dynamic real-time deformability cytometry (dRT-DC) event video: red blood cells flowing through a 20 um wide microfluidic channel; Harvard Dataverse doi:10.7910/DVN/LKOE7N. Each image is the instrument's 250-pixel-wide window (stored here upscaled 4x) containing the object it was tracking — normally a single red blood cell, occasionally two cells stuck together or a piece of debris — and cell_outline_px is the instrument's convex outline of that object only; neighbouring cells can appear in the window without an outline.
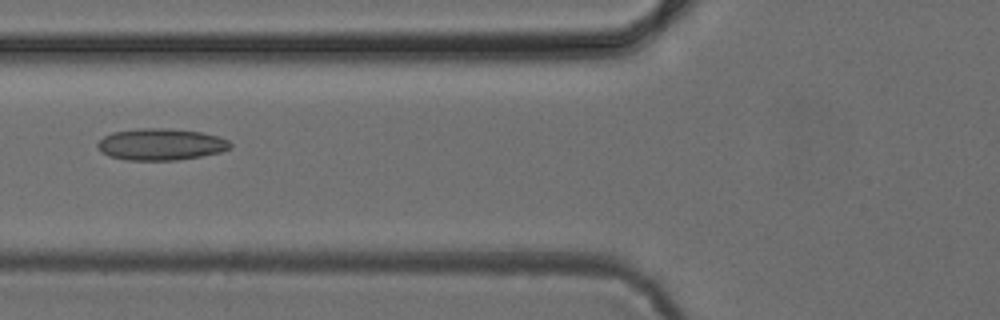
{"species": "common noctule bat (a hibernating species)", "species_latin": "Nyctalus noctula", "temperature_condition": "cold", "stored_images_in_passage": 2, "camera_frame_rate_fps": 3000, "um_per_image_px": 0.085, "animal": {"sex": "female", "body_mass_g": 24.6, "forearm_length_mm": 56.2}, "frame": {"image": 1, "passage_image": 2, "time_ms": 1.333, "image_size_px": [1000, 320], "cell_outline_px": [[232, 148], [220, 152], [200, 156], [176, 160], [128, 160], [108, 156], [96, 144], [104, 136], [112, 132], [140, 128], [164, 128], [200, 132], [220, 136], [228, 140], [232, 144]], "centroid_in_image_um": [13.7, 12.26], "position_along_channel_um": 112.1, "area_um2": 24.39}}